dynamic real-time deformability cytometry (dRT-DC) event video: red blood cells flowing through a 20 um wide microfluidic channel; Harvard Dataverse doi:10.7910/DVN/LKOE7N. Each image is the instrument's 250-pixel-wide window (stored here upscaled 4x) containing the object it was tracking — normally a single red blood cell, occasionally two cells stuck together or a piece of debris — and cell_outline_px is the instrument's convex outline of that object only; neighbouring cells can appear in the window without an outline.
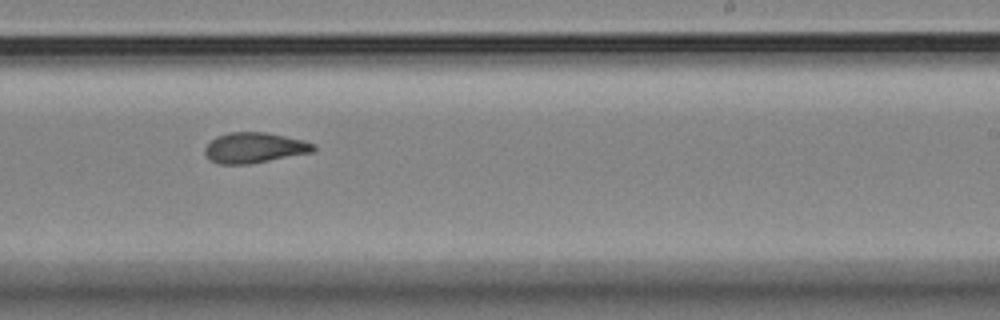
{"species": "Egyptian fruit bat (a non-hibernating species)", "species_latin": "Rousettus aegyptiacus", "temperature_condition": "room temperature", "stored_images_in_passage": 9, "camera_frame_rate_fps": 3000, "um_per_image_px": 0.085, "animal": {"sex": "female"}, "frame": {"image": 1, "passage_image": 9, "time_ms": 2.667, "image_size_px": [1000, 320], "cell_outline_px": [[316, 148], [312, 152], [248, 164], [220, 164], [208, 160], [204, 152], [204, 148], [216, 136], [228, 132], [264, 132], [304, 140], [316, 144]], "centroid_in_image_um": [21.6, 12.55], "position_along_channel_um": 267.4, "area_um2": 19.25}}